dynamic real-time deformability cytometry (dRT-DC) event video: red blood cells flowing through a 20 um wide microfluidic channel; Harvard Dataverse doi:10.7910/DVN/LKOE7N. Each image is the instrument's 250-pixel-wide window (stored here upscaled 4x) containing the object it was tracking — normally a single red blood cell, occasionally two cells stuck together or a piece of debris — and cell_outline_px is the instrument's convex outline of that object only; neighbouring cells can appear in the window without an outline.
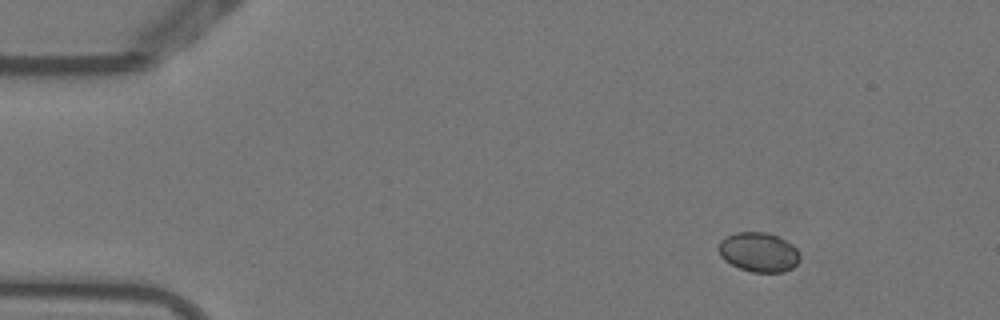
{"species": "Egyptian fruit bat (a non-hibernating species)", "species_latin": "Rousettus aegyptiacus", "temperature_condition": "warm", "stored_images_in_passage": 4, "camera_frame_rate_fps": 3000, "um_per_image_px": 0.085, "animal": {"sex": "female"}, "frame": {"image": 1, "passage_image": 1, "time_ms": 0.0, "image_size_px": [1000, 320], "cell_outline_px": [[800, 260], [792, 268], [784, 272], [752, 272], [740, 268], [724, 260], [720, 256], [716, 248], [720, 240], [724, 236], [736, 232], [768, 232], [792, 244], [796, 248], [800, 256]], "centroid_in_image_um": [64.45, 21.42], "position_along_channel_um": 20.5, "area_um2": 18.9}}
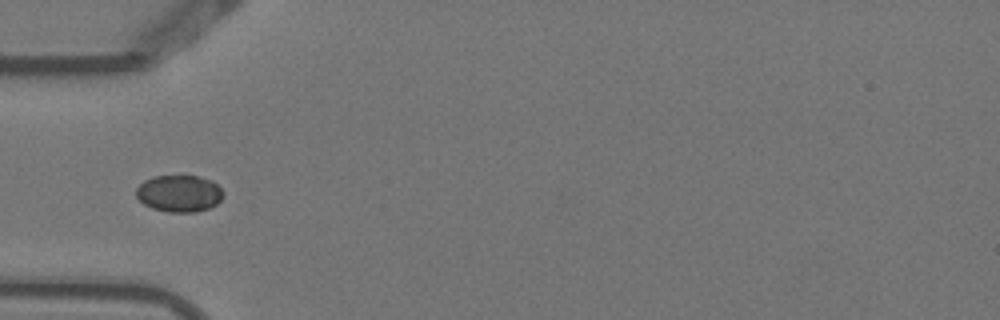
{"frame": {"image": 2, "passage_image": 4, "time_ms": 1.0, "image_size_px": [1000, 320], "cell_outline_px": [[224, 196], [216, 204], [208, 208], [196, 212], [168, 212], [152, 208], [144, 204], [136, 196], [136, 188], [144, 180], [152, 176], [196, 176], [212, 180], [224, 192]], "centroid_in_image_um": [15.23, 16.44], "position_along_channel_um": 69.8, "area_um2": 18.73}}